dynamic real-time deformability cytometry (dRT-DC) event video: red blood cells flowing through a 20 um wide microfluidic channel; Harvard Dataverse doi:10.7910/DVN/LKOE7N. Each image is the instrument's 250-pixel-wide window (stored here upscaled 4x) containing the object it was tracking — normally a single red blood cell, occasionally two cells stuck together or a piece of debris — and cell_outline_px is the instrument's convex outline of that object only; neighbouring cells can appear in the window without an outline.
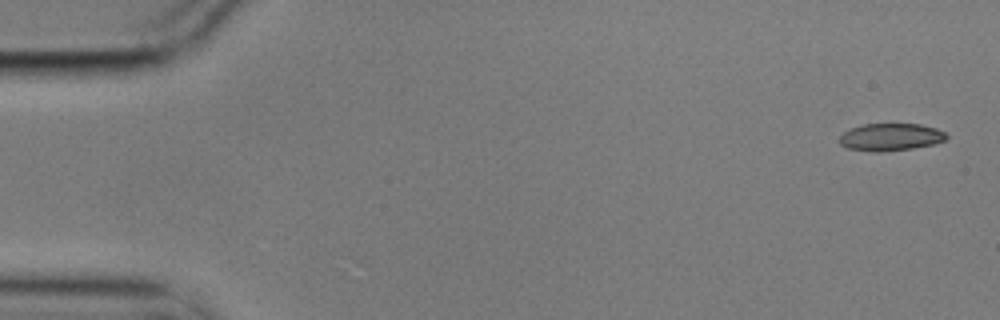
{"species": "common noctule bat (a hibernating species)", "species_latin": "Nyctalus noctula", "temperature_condition": "cold", "stored_images_in_passage": 5, "camera_frame_rate_fps": 3000, "um_per_image_px": 0.085, "animal": {"sex": "male", "body_mass_g": 17.9}, "frame": {"image": 1, "passage_image": 1, "time_ms": 0.0, "image_size_px": [1000, 320], "cell_outline_px": [[948, 136], [944, 140], [932, 144], [912, 148], [880, 152], [872, 152], [848, 148], [840, 144], [840, 136], [844, 132], [860, 124], [920, 124], [936, 128], [944, 132]], "centroid_in_image_um": [75.68, 11.65], "position_along_channel_um": 9.3, "area_um2": 16.94}}
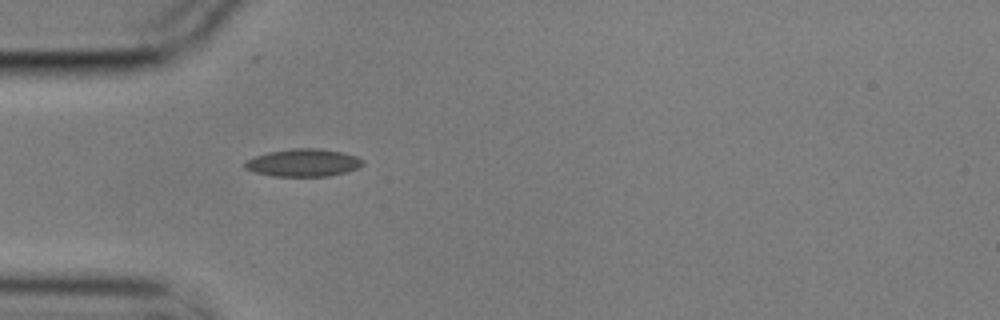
{"frame": {"image": 2, "passage_image": 5, "time_ms": 1.333, "image_size_px": [1000, 320], "cell_outline_px": [[364, 164], [356, 168], [344, 172], [328, 176], [272, 176], [256, 172], [244, 168], [244, 164], [248, 160], [256, 156], [268, 152], [292, 148], [316, 148], [344, 152], [356, 156], [364, 160]], "centroid_in_image_um": [25.79, 13.82], "position_along_channel_um": 59.2, "area_um2": 18.84}}